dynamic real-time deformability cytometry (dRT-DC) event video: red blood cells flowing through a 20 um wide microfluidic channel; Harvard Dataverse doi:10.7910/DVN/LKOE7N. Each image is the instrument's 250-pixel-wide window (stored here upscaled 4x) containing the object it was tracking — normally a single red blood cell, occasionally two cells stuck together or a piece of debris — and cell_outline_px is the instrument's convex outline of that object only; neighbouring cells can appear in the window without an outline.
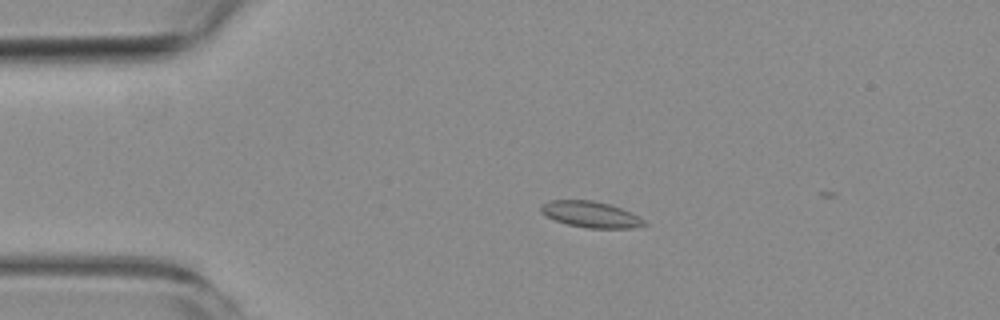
{"species": "common noctule bat (a hibernating species)", "species_latin": "Nyctalus noctula", "temperature_condition": "room temperature", "stored_images_in_passage": 3, "camera_frame_rate_fps": 3000, "um_per_image_px": 0.085, "animal": {"sex": "female", "body_mass_g": 19.3, "forearm_length_mm": 54.1}, "frame": {"image": 1, "passage_image": 2, "time_ms": 1.0, "image_size_px": [1000, 320], "cell_outline_px": [[648, 224], [632, 228], [588, 228], [568, 224], [556, 220], [540, 212], [540, 204], [548, 200], [592, 200], [608, 204], [620, 208], [644, 220]], "centroid_in_image_um": [50.16, 18.22], "position_along_channel_um": 34.8, "area_um2": 15.49}}